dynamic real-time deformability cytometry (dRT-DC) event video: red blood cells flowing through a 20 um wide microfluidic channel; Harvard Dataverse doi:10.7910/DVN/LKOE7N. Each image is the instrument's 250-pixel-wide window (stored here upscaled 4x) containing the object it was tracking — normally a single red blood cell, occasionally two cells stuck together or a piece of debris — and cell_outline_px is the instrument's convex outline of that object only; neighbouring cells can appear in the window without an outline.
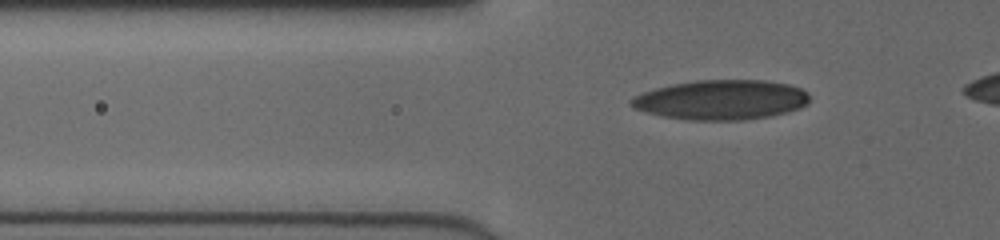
{"species": "human", "species_latin": "Homo sapiens", "temperature_condition": "cold", "stored_images_in_passage": 38, "camera_frame_rate_fps": 3000, "um_per_image_px": 0.085, "donor": {"sex": "female"}, "frame": {"image": 1, "passage_image": 8, "time_ms": 2.333, "image_size_px": [1000, 240], "cell_outline_px": [[808, 104], [800, 108], [788, 112], [772, 116], [740, 120], [688, 120], [664, 116], [632, 108], [628, 104], [628, 100], [632, 96], [656, 88], [672, 84], [696, 80], [764, 80], [788, 84], [800, 88], [808, 92]], "centroid_in_image_um": [61.29, 8.48], "position_along_channel_um": 64.5, "area_um2": 41.5}}
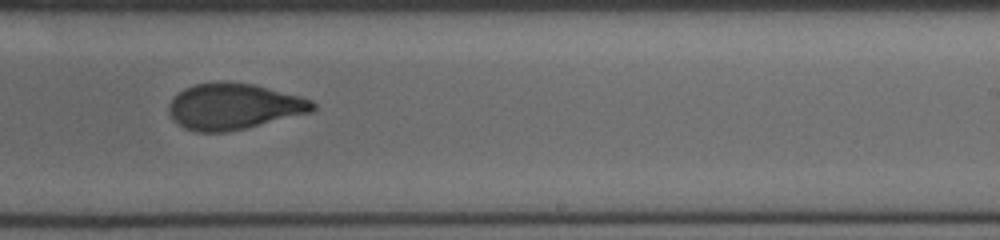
{"frame": {"image": 2, "passage_image": 24, "time_ms": 7.667, "image_size_px": [1000, 240], "cell_outline_px": [[316, 108], [312, 112], [244, 128], [224, 132], [196, 132], [184, 128], [168, 112], [168, 104], [184, 88], [196, 84], [252, 84], [300, 96], [312, 100], [316, 104]], "centroid_in_image_um": [19.9, 9.08], "position_along_channel_um": 269.1, "area_um2": 37.57}}
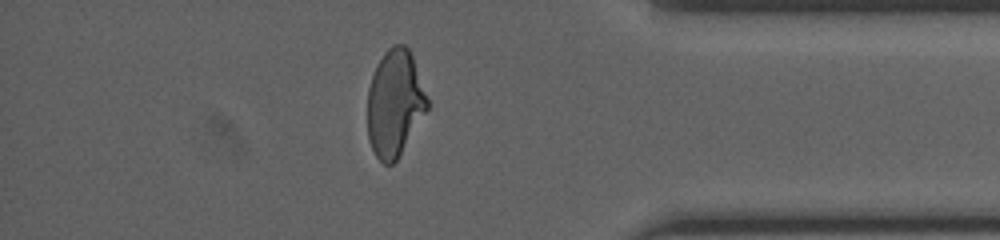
{"frame": {"image": 3, "passage_image": 35, "time_ms": 11.333, "image_size_px": [1000, 240], "cell_outline_px": [[428, 108], [396, 160], [392, 164], [384, 164], [376, 156], [368, 140], [368, 88], [376, 64], [384, 52], [392, 44], [404, 44], [412, 52], [428, 100]], "centroid_in_image_um": [33.54, 8.73], "position_along_channel_um": 401.7, "area_um2": 37.05}}